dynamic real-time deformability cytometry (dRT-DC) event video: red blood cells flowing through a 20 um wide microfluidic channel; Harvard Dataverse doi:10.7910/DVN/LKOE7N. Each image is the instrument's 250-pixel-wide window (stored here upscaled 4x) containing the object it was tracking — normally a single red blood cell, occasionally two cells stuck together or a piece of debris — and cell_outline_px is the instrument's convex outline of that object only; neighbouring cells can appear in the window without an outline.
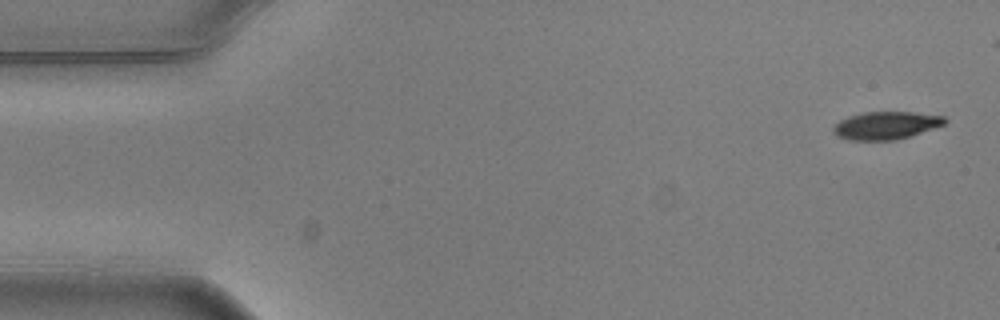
{"species": "common noctule bat (a hibernating species)", "species_latin": "Nyctalus noctula", "temperature_condition": "warm", "stored_images_in_passage": 9, "camera_frame_rate_fps": 3000, "um_per_image_px": 0.085, "animal": {"sex": "male", "body_mass_g": 20.5, "forearm_length_mm": 52.5}, "frame": {"image": 1, "passage_image": 1, "time_ms": 0.0, "image_size_px": [1000, 320], "cell_outline_px": [[948, 120], [944, 124], [896, 140], [848, 140], [836, 136], [832, 132], [832, 128], [840, 120], [848, 116], [864, 112], [912, 112], [944, 116]], "centroid_in_image_um": [75.25, 10.66], "position_along_channel_um": 9.7, "area_um2": 17.92}}
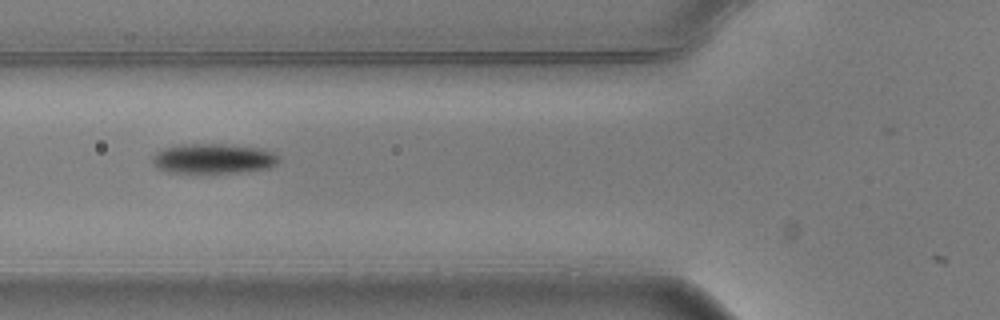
{"frame": {"image": 2, "passage_image": 6, "time_ms": 1.667, "image_size_px": [1000, 320], "cell_outline_px": [[280, 160], [276, 164], [268, 168], [236, 172], [168, 172], [156, 168], [152, 160], [152, 156], [156, 152], [164, 148], [180, 144], [224, 144], [264, 148], [280, 156]], "centroid_in_image_um": [18.14, 13.46], "position_along_channel_um": 107.7, "area_um2": 22.02}}
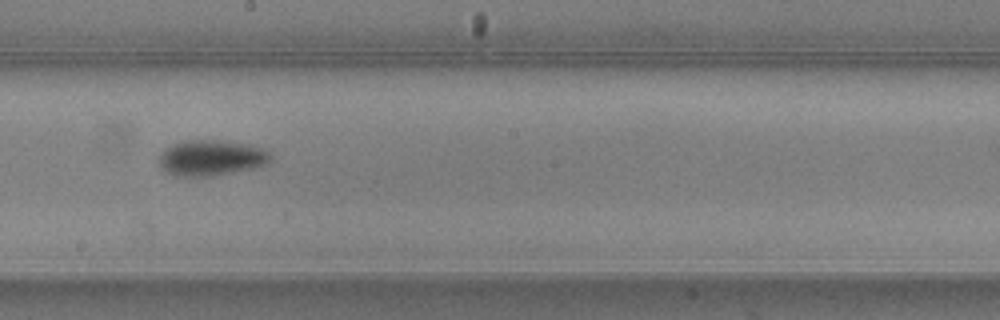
{"frame": {"image": 3, "passage_image": 9, "time_ms": 2.667, "image_size_px": [1000, 320], "cell_outline_px": [[272, 160], [256, 168], [212, 176], [172, 176], [160, 164], [160, 156], [172, 144], [184, 140], [220, 140], [248, 144], [264, 148], [272, 156]], "centroid_in_image_um": [18.01, 13.41], "position_along_channel_um": 230.2, "area_um2": 23.12}}